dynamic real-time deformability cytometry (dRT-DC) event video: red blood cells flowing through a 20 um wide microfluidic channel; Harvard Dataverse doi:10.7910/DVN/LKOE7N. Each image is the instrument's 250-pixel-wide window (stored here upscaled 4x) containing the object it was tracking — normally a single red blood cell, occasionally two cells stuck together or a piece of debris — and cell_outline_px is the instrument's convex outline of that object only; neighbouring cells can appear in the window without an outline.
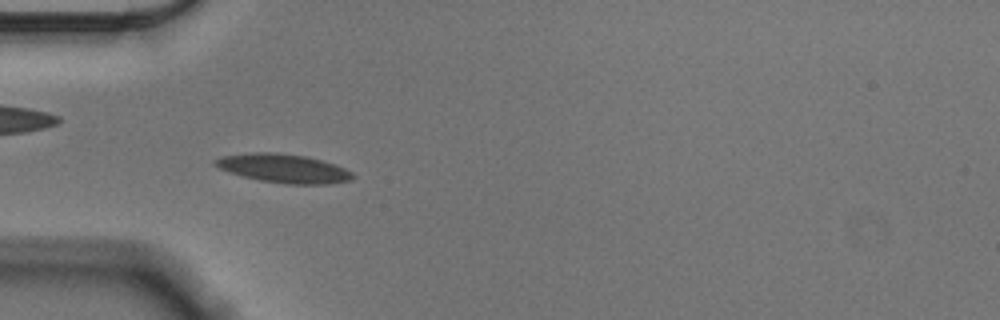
{"species": "Egyptian fruit bat (a non-hibernating species)", "species_latin": "Rousettus aegyptiacus", "temperature_condition": "cold", "stored_images_in_passage": 56, "camera_frame_rate_fps": 3000, "um_per_image_px": 0.085, "animal": {"sex": "male"}, "frame": {"image": 1, "passage_image": 17, "time_ms": 5.333, "image_size_px": [1000, 320], "cell_outline_px": [[356, 176], [352, 180], [328, 184], [288, 184], [260, 180], [228, 172], [212, 164], [212, 160], [224, 156], [252, 152], [276, 152], [304, 156], [324, 160], [336, 164], [352, 172]], "centroid_in_image_um": [24.13, 14.31], "position_along_channel_um": 60.9, "area_um2": 23.12}}
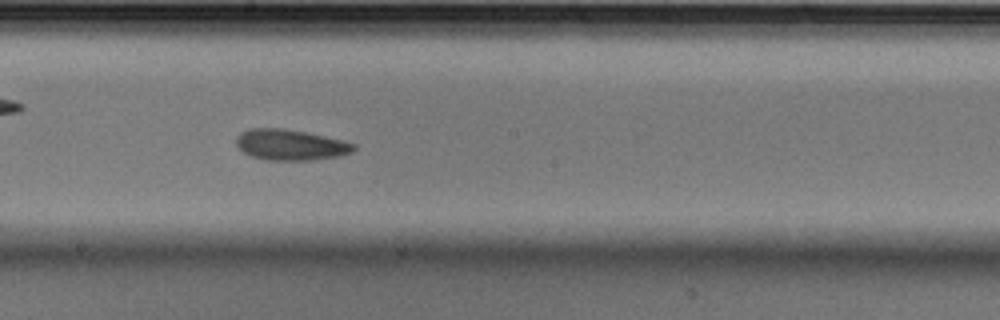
{"frame": {"image": 2, "passage_image": 31, "time_ms": 10.0, "image_size_px": [1000, 320], "cell_outline_px": [[356, 148], [352, 152], [340, 156], [312, 160], [264, 160], [252, 156], [244, 152], [236, 144], [236, 136], [240, 132], [248, 128], [284, 128], [324, 136], [356, 144]], "centroid_in_image_um": [24.67, 12.31], "position_along_channel_um": 223.5, "area_um2": 21.1}}
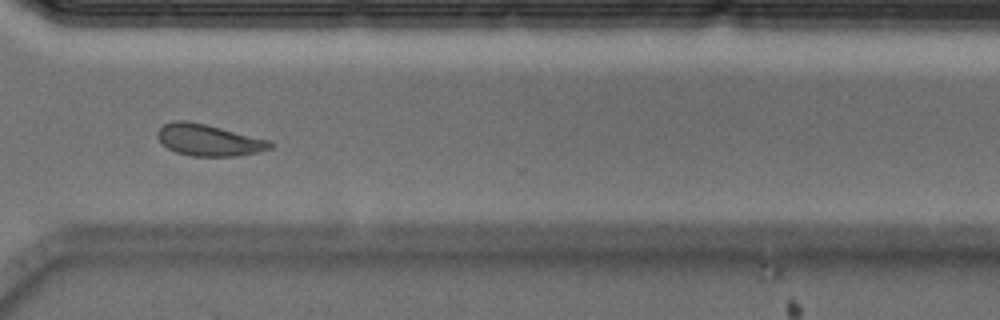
{"frame": {"image": 3, "passage_image": 42, "time_ms": 13.667, "image_size_px": [1000, 320], "cell_outline_px": [[272, 148], [260, 152], [236, 156], [192, 156], [176, 152], [168, 148], [156, 136], [156, 132], [164, 124], [172, 120], [188, 120], [272, 140]], "centroid_in_image_um": [17.76, 11.9], "position_along_channel_um": 352.8, "area_um2": 20.87}, "authors_computed_cell_mechanics": {"area_um2": 20.8658, "velocity_mm_per_s": 3.527, "shape_relaxation_time_tau1_ms": 7.108, "shape_relaxation_time_tau2_ms": 2.219, "deformation_change_tau1": 0.1406, "deformation_change_tau2": 0.077}}